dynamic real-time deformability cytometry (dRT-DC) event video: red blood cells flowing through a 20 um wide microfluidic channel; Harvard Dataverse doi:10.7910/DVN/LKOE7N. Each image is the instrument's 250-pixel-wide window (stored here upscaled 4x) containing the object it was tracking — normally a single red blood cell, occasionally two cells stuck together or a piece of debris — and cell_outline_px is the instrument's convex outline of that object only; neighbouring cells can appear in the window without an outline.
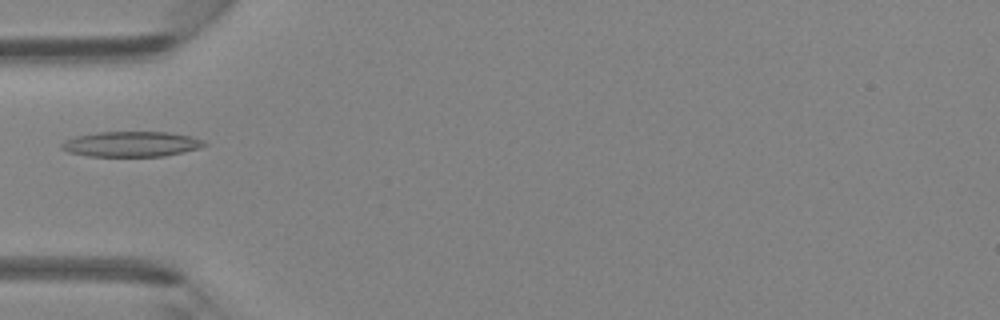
{"species": "Egyptian fruit bat (a non-hibernating species)", "species_latin": "Rousettus aegyptiacus", "temperature_condition": "room temperature", "stored_images_in_passage": 42, "camera_frame_rate_fps": 3000, "um_per_image_px": 0.085, "animal": {"sex": "female"}, "frame": {"image": 1, "passage_image": 12, "time_ms": 3.667, "image_size_px": [1000, 320], "cell_outline_px": [[208, 144], [200, 148], [184, 152], [164, 156], [88, 156], [68, 152], [60, 148], [60, 144], [64, 140], [76, 136], [100, 132], [168, 132], [188, 136], [204, 140]], "centroid_in_image_um": [11.15, 12.25], "position_along_channel_um": 73.8, "area_um2": 21.04}}
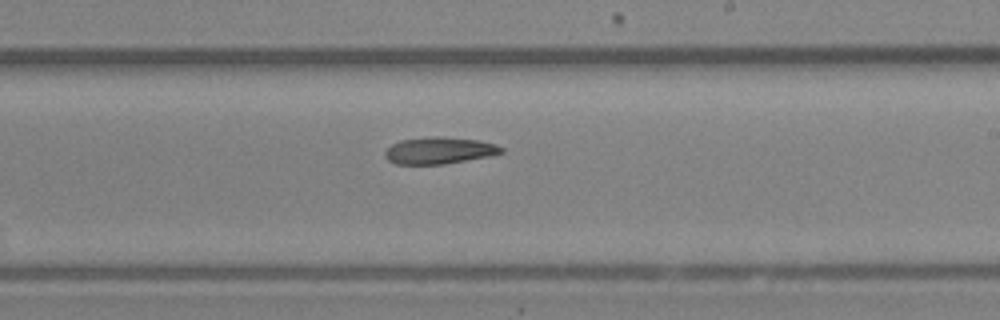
{"frame": {"image": 2, "passage_image": 24, "time_ms": 7.667, "image_size_px": [1000, 320], "cell_outline_px": [[504, 152], [488, 156], [444, 164], [396, 164], [388, 160], [384, 156], [384, 152], [392, 144], [400, 140], [432, 136], [440, 136], [476, 140], [496, 144], [504, 148]], "centroid_in_image_um": [37.31, 12.79], "position_along_channel_um": 251.7, "area_um2": 18.09}}
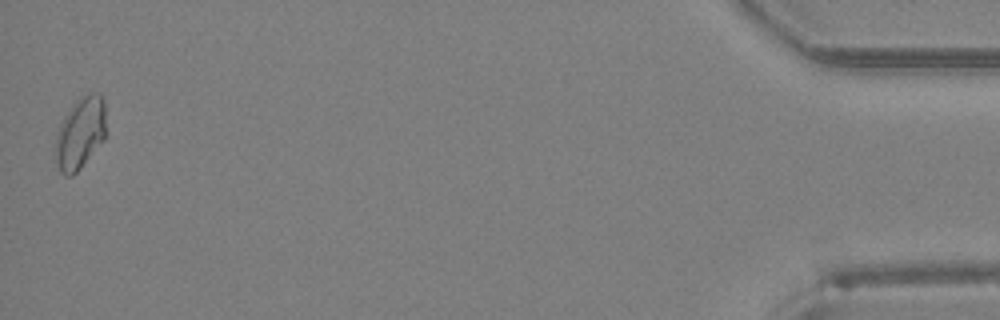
{"frame": {"image": 3, "passage_image": 42, "time_ms": 13.667, "image_size_px": [1000, 320], "cell_outline_px": [[104, 140], [80, 168], [72, 176], [64, 176], [60, 172], [56, 160], [56, 136], [60, 124], [64, 116], [72, 104], [80, 96], [92, 92], [100, 92], [104, 100]], "centroid_in_image_um": [6.81, 11.29], "position_along_channel_um": 428.4, "area_um2": 21.04}}